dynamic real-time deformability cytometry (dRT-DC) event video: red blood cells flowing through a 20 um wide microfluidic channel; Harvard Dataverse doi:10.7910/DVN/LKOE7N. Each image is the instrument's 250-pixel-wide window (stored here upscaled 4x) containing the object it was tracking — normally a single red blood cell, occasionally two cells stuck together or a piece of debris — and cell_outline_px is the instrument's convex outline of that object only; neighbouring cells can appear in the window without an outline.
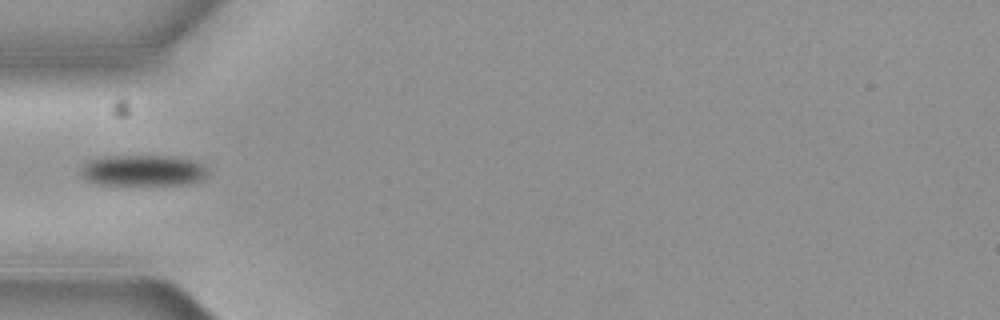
{"species": "common noctule bat (a hibernating species)", "species_latin": "Nyctalus noctula", "temperature_condition": "cold", "stored_images_in_passage": 7, "camera_frame_rate_fps": 3000, "um_per_image_px": 0.085, "animal": {"sex": "female", "body_mass_g": 19.3, "forearm_length_mm": 54.1}, "frame": {"image": 1, "passage_image": 4, "time_ms": 1.0, "image_size_px": [1000, 320], "cell_outline_px": [[208, 176], [200, 180], [188, 184], [96, 184], [88, 180], [80, 172], [80, 168], [88, 160], [104, 156], [168, 156], [196, 160], [208, 172]], "centroid_in_image_um": [12.15, 14.48], "position_along_channel_um": 72.9, "area_um2": 22.83}}
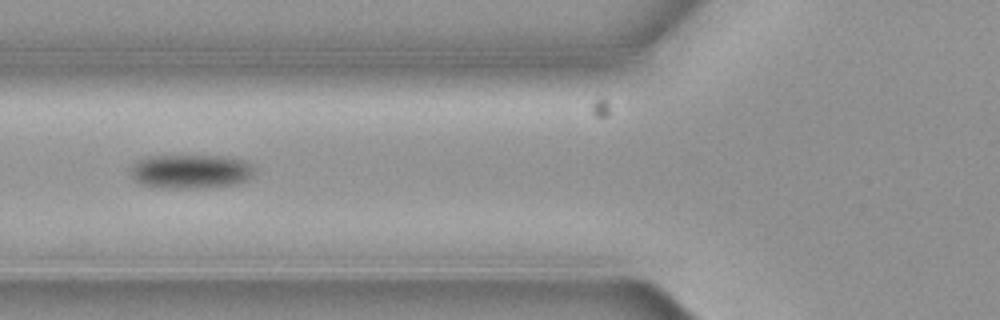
{"frame": {"image": 2, "passage_image": 5, "time_ms": 1.333, "image_size_px": [1000, 320], "cell_outline_px": [[256, 168], [252, 176], [248, 180], [236, 184], [212, 188], [160, 188], [140, 184], [132, 176], [132, 164], [148, 156], [224, 156], [244, 160]], "centroid_in_image_um": [16.26, 14.59], "position_along_channel_um": 109.5, "area_um2": 24.85}}
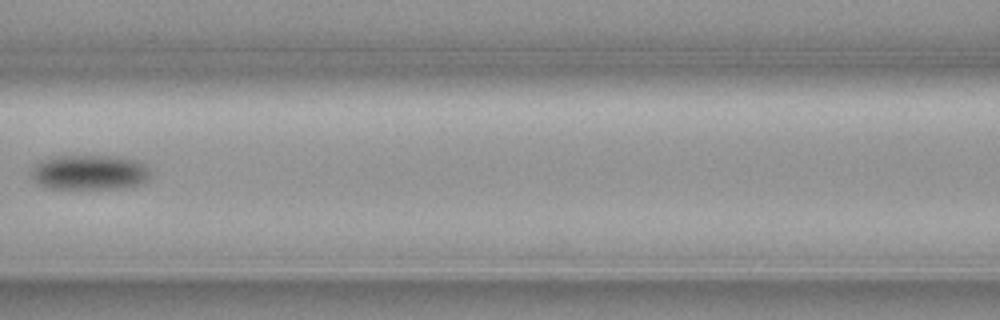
{"frame": {"image": 3, "passage_image": 6, "time_ms": 1.667, "image_size_px": [1000, 320], "cell_outline_px": [[152, 176], [148, 180], [132, 188], [48, 188], [36, 184], [32, 180], [32, 168], [40, 160], [56, 156], [120, 156], [140, 160], [152, 172]], "centroid_in_image_um": [7.67, 14.65], "position_along_channel_um": 158.9, "area_um2": 24.8}}